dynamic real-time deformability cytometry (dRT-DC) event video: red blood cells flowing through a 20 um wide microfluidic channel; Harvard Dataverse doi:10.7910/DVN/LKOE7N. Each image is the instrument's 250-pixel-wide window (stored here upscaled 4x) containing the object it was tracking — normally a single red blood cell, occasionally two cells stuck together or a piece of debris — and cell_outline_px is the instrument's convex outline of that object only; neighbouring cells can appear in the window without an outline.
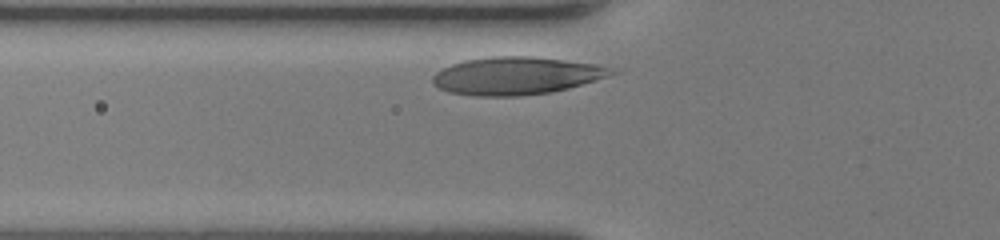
{"species": "human", "species_latin": "Homo sapiens", "temperature_condition": "room temperature", "stored_images_in_passage": 25, "camera_frame_rate_fps": 3000, "um_per_image_px": 0.085, "donor": {"sex": "female"}, "frame": {"image": 1, "passage_image": 2, "time_ms": 0.333, "image_size_px": [1000, 240], "cell_outline_px": [[620, 72], [608, 76], [568, 88], [552, 92], [520, 96], [476, 96], [448, 92], [432, 84], [432, 76], [436, 72], [452, 64], [464, 60], [492, 56], [532, 56], [596, 64], [620, 68]], "centroid_in_image_um": [43.92, 6.44], "position_along_channel_um": 81.9, "area_um2": 39.48}}
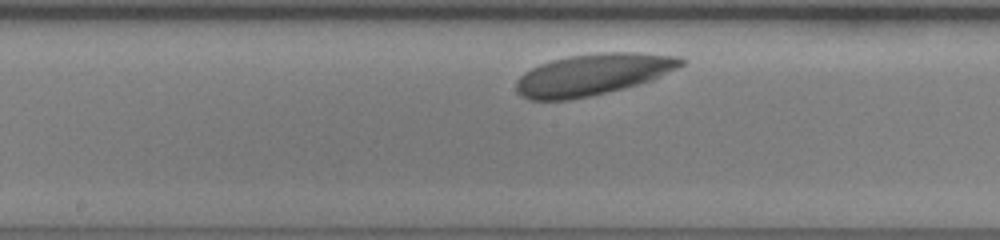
{"frame": {"image": 2, "passage_image": 11, "time_ms": 3.333, "image_size_px": [1000, 240], "cell_outline_px": [[688, 60], [684, 64], [652, 80], [624, 88], [588, 96], [568, 100], [528, 100], [520, 96], [516, 92], [516, 80], [524, 72], [540, 64], [552, 60], [568, 56], [596, 52], [640, 52], [680, 56]], "centroid_in_image_um": [50.39, 6.32], "position_along_channel_um": 197.8, "area_um2": 40.06}}
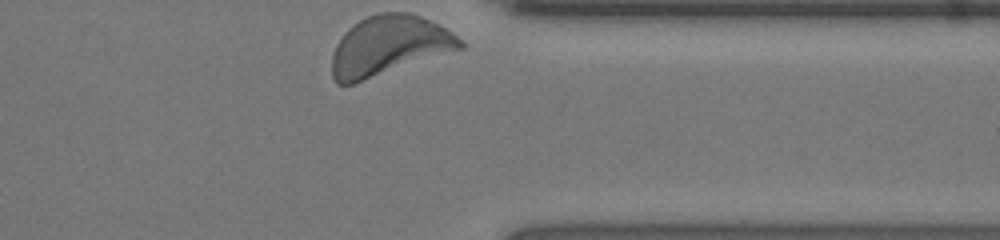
{"frame": {"image": 3, "passage_image": 25, "time_ms": 8.0, "image_size_px": [1000, 240], "cell_outline_px": [[464, 48], [352, 84], [336, 84], [332, 76], [332, 56], [336, 44], [344, 32], [352, 24], [368, 16], [380, 12], [412, 12], [444, 28], [456, 36], [464, 44]], "centroid_in_image_um": [33.02, 3.88], "position_along_channel_um": 378.4, "area_um2": 44.16}, "authors_computed_cell_mechanics": {"area_um2": 39.7086, "velocity_mm_per_s": 3.9041, "shape_relaxation_time_tau1_ms": 0.7108, "shape_relaxation_time_tau2_ms": 2.6684, "deformation_change_tau1": 0.0444, "deformation_change_tau2": 0.0399}}